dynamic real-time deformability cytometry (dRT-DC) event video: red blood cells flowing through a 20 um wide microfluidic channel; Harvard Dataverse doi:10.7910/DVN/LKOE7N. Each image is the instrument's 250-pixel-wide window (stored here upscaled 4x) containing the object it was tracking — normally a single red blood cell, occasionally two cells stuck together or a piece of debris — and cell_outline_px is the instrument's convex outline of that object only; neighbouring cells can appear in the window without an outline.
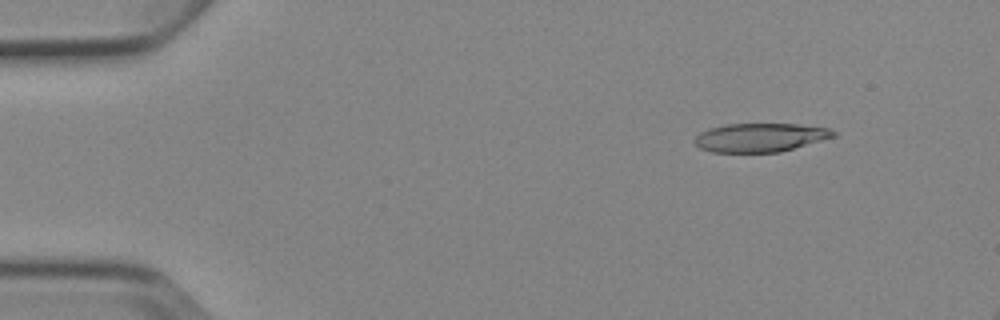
{"species": "Egyptian fruit bat (a non-hibernating species)", "species_latin": "Rousettus aegyptiacus", "temperature_condition": "cold", "stored_images_in_passage": 5, "camera_frame_rate_fps": 3000, "um_per_image_px": 0.085, "animal": {"sex": "female"}, "frame": {"image": 1, "passage_image": 2, "time_ms": 1.333, "image_size_px": [1000, 320], "cell_outline_px": [[836, 136], [780, 152], [712, 152], [700, 148], [696, 144], [696, 136], [700, 132], [708, 128], [724, 124], [796, 124], [832, 128], [836, 132]], "centroid_in_image_um": [64.63, 11.68], "position_along_channel_um": 20.4, "area_um2": 23.18}}